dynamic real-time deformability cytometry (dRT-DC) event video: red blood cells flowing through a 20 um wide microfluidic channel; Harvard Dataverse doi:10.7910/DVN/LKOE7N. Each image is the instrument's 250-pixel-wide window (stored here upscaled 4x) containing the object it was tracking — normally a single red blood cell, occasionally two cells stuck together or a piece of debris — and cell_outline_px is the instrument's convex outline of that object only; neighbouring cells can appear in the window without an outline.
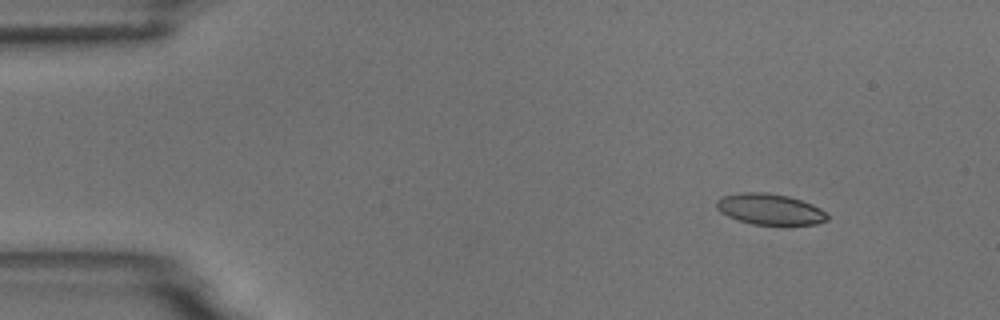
{"species": "common noctule bat (a hibernating species)", "species_latin": "Nyctalus noctula", "temperature_condition": "room temperature", "stored_images_in_passage": 5, "segment_of_instrument_passage": [1, 2], "camera_frame_rate_fps": 3000, "um_per_image_px": 0.085, "animal": {"sex": "male", "body_mass_g": 18.8}, "frame": {"image": 1, "passage_image": 1, "time_ms": 0.0, "image_size_px": [1000, 320], "cell_outline_px": [[828, 220], [816, 224], [752, 224], [728, 216], [720, 212], [716, 208], [716, 200], [720, 196], [740, 192], [768, 192], [788, 196], [812, 204], [820, 208], [828, 216]], "centroid_in_image_um": [65.4, 17.76], "position_along_channel_um": 19.6, "area_um2": 19.94}}
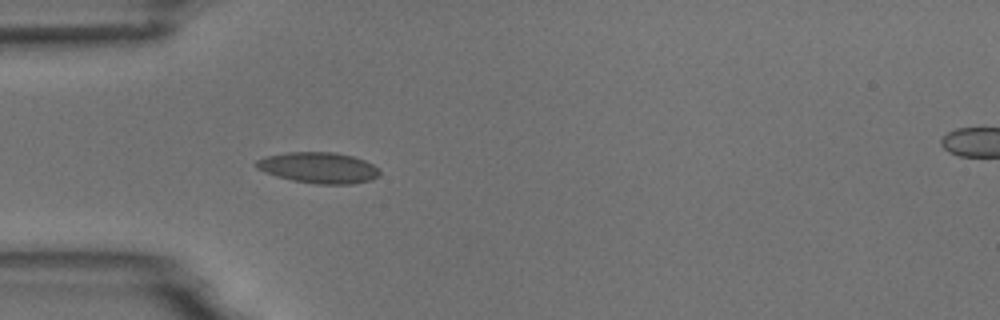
{"frame": {"image": 2, "passage_image": 4, "time_ms": 3.333, "image_size_px": [1000, 320], "cell_outline_px": [[380, 176], [372, 180], [352, 184], [316, 184], [292, 180], [276, 176], [264, 172], [256, 168], [252, 164], [256, 160], [264, 156], [288, 152], [336, 152], [352, 156], [364, 160], [380, 168]], "centroid_in_image_um": [27.07, 14.25], "position_along_channel_um": 57.9, "area_um2": 22.6}}